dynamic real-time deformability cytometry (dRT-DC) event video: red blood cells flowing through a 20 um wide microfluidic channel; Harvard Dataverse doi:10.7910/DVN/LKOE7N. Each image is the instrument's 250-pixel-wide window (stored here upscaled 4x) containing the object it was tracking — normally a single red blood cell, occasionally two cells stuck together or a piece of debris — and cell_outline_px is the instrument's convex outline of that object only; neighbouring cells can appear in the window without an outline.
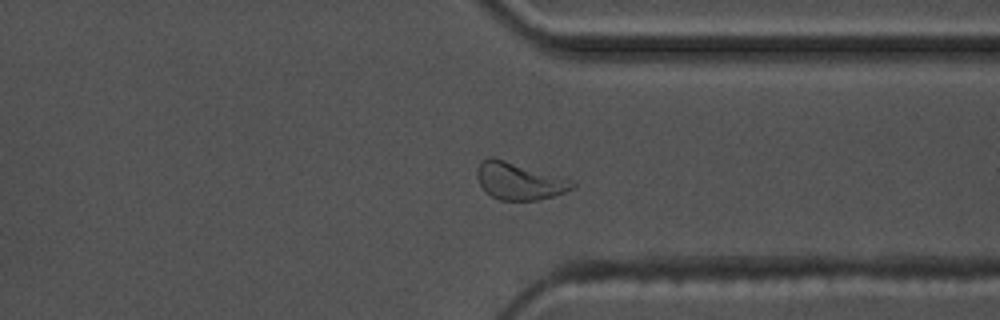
{"species": "common noctule bat (a hibernating species)", "species_latin": "Nyctalus noctula", "temperature_condition": "warm", "stored_images_in_passage": 53, "camera_frame_rate_fps": 3000, "um_per_image_px": 0.085, "animal": {"sex": "male", "body_mass_g": 17.5, "forearm_length_mm": 52.3}, "frame": {"image": 1, "passage_image": 40, "time_ms": 13.0, "image_size_px": [1000, 320], "cell_outline_px": [[576, 188], [552, 196], [536, 200], [500, 200], [492, 196], [480, 184], [476, 176], [476, 168], [480, 160], [488, 156], [492, 156], [572, 180], [576, 184]], "centroid_in_image_um": [44.1, 15.37], "position_along_channel_um": 367.3, "area_um2": 20.58}}
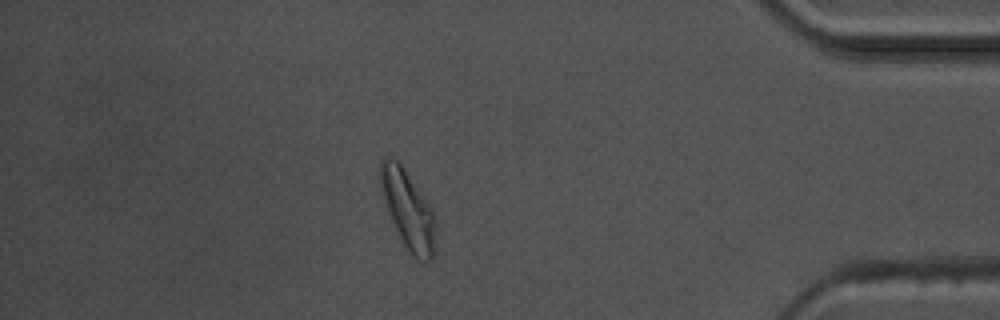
{"frame": {"image": 2, "passage_image": 46, "time_ms": 15.0, "image_size_px": [1000, 320], "cell_outline_px": [[436, 224], [432, 260], [428, 260], [416, 256], [404, 244], [392, 220], [380, 192], [380, 160], [384, 156], [388, 156], [396, 160], [404, 168], [428, 204], [432, 212]], "centroid_in_image_um": [34.64, 17.74], "position_along_channel_um": 400.6, "area_um2": 24.28}, "authors_computed_cell_mechanics": {"area_um2": 19.1318, "velocity_mm_per_s": 3.569, "shape_relaxation_time_tau1_ms": 4.7331, "shape_relaxation_time_tau2_ms": 2.5565, "deformation_change_tau1": 0.1195, "deformation_change_tau2": 0.0866}}